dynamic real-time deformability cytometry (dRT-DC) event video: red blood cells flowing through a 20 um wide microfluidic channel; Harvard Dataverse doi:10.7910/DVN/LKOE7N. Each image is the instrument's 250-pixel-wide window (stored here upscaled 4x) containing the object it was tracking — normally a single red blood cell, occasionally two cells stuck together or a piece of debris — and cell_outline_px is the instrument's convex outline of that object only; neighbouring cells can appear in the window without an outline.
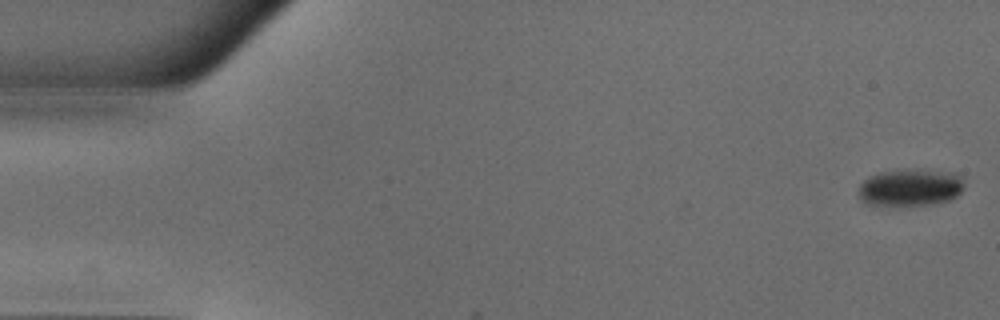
{"species": "common noctule bat (a hibernating species)", "species_latin": "Nyctalus noctula", "temperature_condition": "warm", "stored_images_in_passage": 50, "camera_frame_rate_fps": 3000, "um_per_image_px": 0.085, "animal": {"sex": "male", "body_mass_g": 18.8}, "frame": {"image": 1, "passage_image": 1, "time_ms": 0.0, "image_size_px": [1000, 320], "cell_outline_px": [[964, 184], [960, 192], [956, 196], [948, 200], [928, 204], [868, 204], [860, 200], [860, 184], [868, 176], [880, 172], [952, 172], [960, 176]], "centroid_in_image_um": [77.36, 15.96], "position_along_channel_um": 7.6, "area_um2": 21.56}}
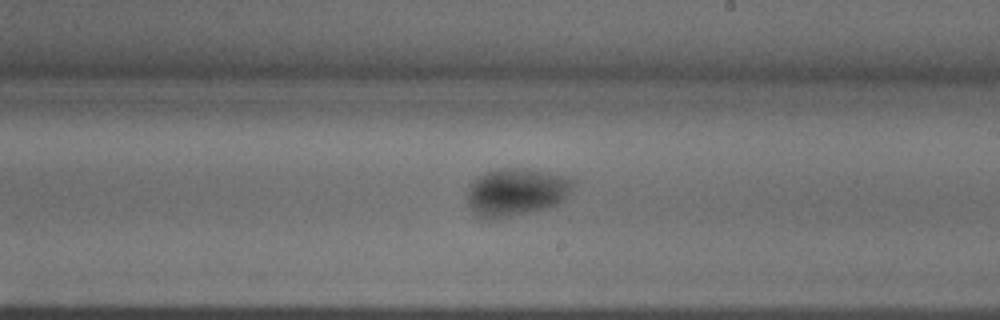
{"frame": {"image": 2, "passage_image": 29, "time_ms": 9.333, "image_size_px": [1000, 320], "cell_outline_px": [[576, 184], [564, 200], [556, 204], [544, 208], [528, 212], [488, 220], [484, 220], [476, 216], [472, 212], [468, 204], [468, 188], [472, 180], [488, 172], [504, 168], [520, 168], [564, 176], [572, 180]], "centroid_in_image_um": [43.84, 16.34], "position_along_channel_um": 245.2, "area_um2": 29.07}}
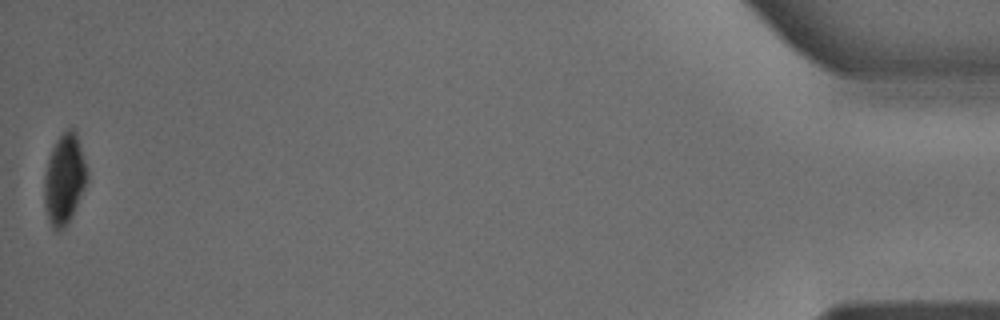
{"frame": {"image": 3, "passage_image": 50, "time_ms": 16.333, "image_size_px": [1000, 320], "cell_outline_px": [[88, 180], [72, 216], [64, 228], [60, 232], [56, 232], [52, 228], [48, 220], [44, 208], [44, 176], [48, 160], [52, 148], [56, 140], [68, 128], [72, 128], [76, 132], [88, 168]], "centroid_in_image_um": [5.47, 15.26], "position_along_channel_um": 429.7, "area_um2": 22.83}}